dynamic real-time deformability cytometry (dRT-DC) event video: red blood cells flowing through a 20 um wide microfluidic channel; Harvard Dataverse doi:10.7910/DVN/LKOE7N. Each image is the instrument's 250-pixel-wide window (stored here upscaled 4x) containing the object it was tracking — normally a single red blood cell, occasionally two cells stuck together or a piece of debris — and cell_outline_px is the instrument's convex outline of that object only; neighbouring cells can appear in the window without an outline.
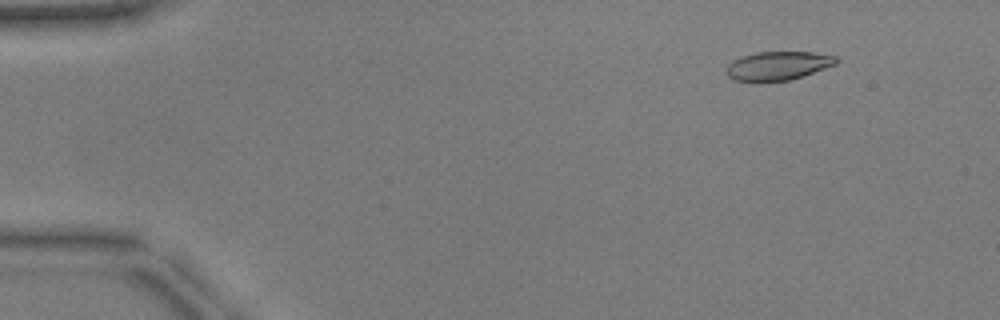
{"species": "common noctule bat (a hibernating species)", "species_latin": "Nyctalus noctula", "temperature_condition": "warm", "stored_images_in_passage": 14, "camera_frame_rate_fps": 3000, "um_per_image_px": 0.085, "animal": {"sex": "male", "body_mass_g": 17.9, "forearm_length_mm": 54.2}, "frame": {"image": 1, "passage_image": 6, "time_ms": 1.667, "image_size_px": [1000, 320], "cell_outline_px": [[840, 60], [836, 64], [804, 76], [788, 80], [736, 80], [728, 76], [728, 64], [732, 60], [756, 52], [812, 52], [836, 56]], "centroid_in_image_um": [66.19, 5.56], "position_along_channel_um": 18.8, "area_um2": 17.98}}